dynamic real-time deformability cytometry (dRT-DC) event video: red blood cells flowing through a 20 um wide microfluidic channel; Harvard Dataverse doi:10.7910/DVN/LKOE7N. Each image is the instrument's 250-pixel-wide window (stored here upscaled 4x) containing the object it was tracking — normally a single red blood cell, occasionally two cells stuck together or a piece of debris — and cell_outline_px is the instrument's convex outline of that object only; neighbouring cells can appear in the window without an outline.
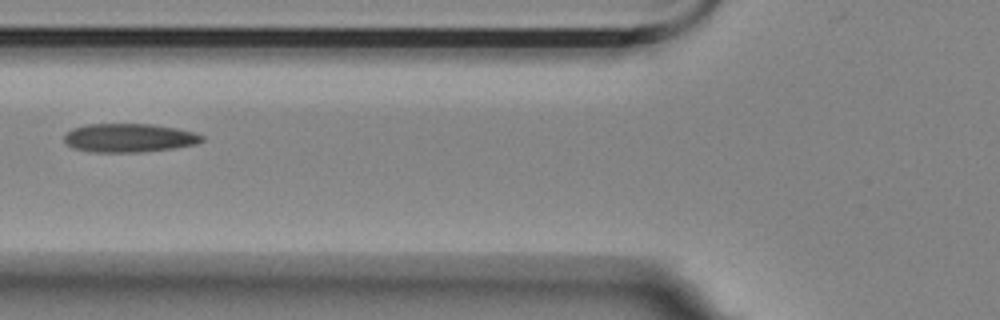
{"species": "Egyptian fruit bat (a non-hibernating species)", "species_latin": "Rousettus aegyptiacus", "temperature_condition": "room temperature", "stored_images_in_passage": 6, "camera_frame_rate_fps": 3000, "um_per_image_px": 0.085, "animal": {"sex": "female"}, "frame": {"image": 1, "passage_image": 6, "time_ms": 1.667, "image_size_px": [1000, 320], "cell_outline_px": [[204, 140], [196, 144], [172, 148], [140, 152], [88, 152], [72, 148], [64, 140], [64, 132], [72, 128], [88, 124], [152, 124], [176, 128], [196, 132], [204, 136]], "centroid_in_image_um": [10.95, 11.72], "position_along_channel_um": 114.9, "area_um2": 23.18}}